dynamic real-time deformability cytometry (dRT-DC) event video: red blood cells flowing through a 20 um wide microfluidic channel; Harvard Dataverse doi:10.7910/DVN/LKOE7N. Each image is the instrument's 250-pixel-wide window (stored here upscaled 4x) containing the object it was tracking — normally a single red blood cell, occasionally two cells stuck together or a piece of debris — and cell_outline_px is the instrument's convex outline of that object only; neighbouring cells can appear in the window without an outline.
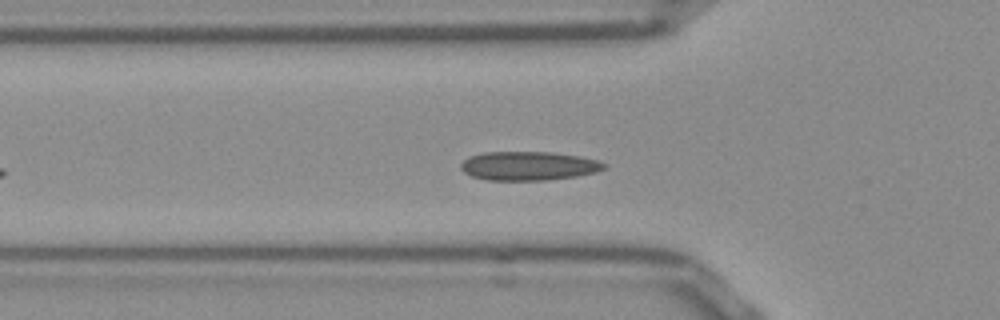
{"species": "Egyptian fruit bat (a non-hibernating species)", "species_latin": "Rousettus aegyptiacus", "temperature_condition": "room temperature", "stored_images_in_passage": 44, "camera_frame_rate_fps": 3000, "um_per_image_px": 0.085, "frame": {"image": 1, "passage_image": 11, "time_ms": 3.333, "image_size_px": [1000, 320], "cell_outline_px": [[608, 168], [596, 172], [576, 176], [548, 180], [488, 180], [472, 176], [464, 172], [460, 168], [460, 164], [468, 156], [484, 152], [552, 152], [580, 156], [596, 160], [608, 164]], "centroid_in_image_um": [44.95, 14.1], "position_along_channel_um": 80.9, "area_um2": 24.28}}
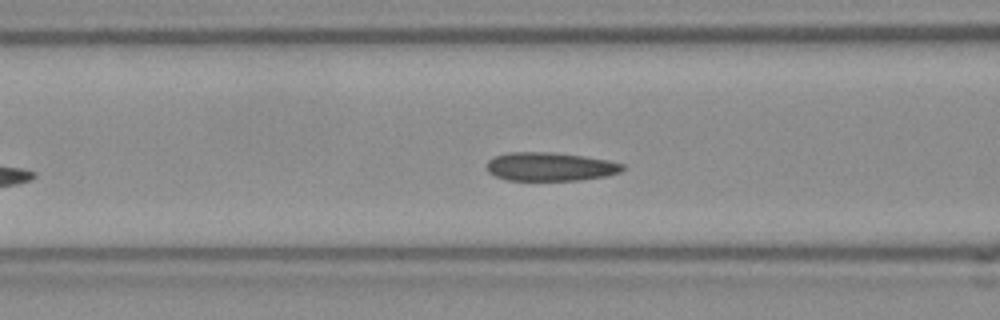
{"frame": {"image": 2, "passage_image": 14, "time_ms": 4.333, "image_size_px": [1000, 320], "cell_outline_px": [[624, 168], [620, 172], [608, 176], [580, 180], [508, 180], [496, 176], [488, 172], [488, 160], [496, 156], [508, 152], [552, 152], [608, 160], [624, 164]], "centroid_in_image_um": [46.78, 14.17], "position_along_channel_um": 119.8, "area_um2": 22.48}}
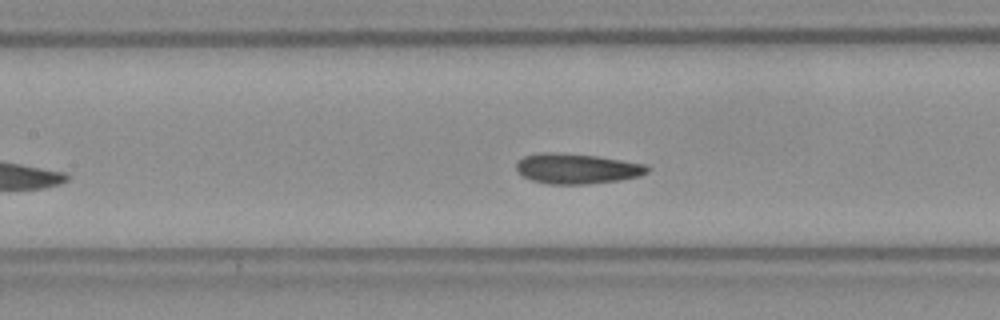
{"frame": {"image": 3, "passage_image": 17, "time_ms": 5.333, "image_size_px": [1000, 320], "cell_outline_px": [[648, 172], [640, 176], [620, 180], [584, 184], [548, 184], [532, 180], [520, 176], [516, 168], [516, 160], [524, 156], [540, 152], [552, 152], [596, 156], [644, 164], [648, 168]], "centroid_in_image_um": [48.96, 14.33], "position_along_channel_um": 158.4, "area_um2": 23.06}, "authors_computed_cell_mechanics": {"area_um2": 22.4842, "velocity_mm_per_s": 3.8296, "shape_relaxation_time_tau1_ms": null, "shape_relaxation_time_tau2_ms": 3.8444, "deformation_change_tau1": null, "deformation_change_tau2": 0.0636}}